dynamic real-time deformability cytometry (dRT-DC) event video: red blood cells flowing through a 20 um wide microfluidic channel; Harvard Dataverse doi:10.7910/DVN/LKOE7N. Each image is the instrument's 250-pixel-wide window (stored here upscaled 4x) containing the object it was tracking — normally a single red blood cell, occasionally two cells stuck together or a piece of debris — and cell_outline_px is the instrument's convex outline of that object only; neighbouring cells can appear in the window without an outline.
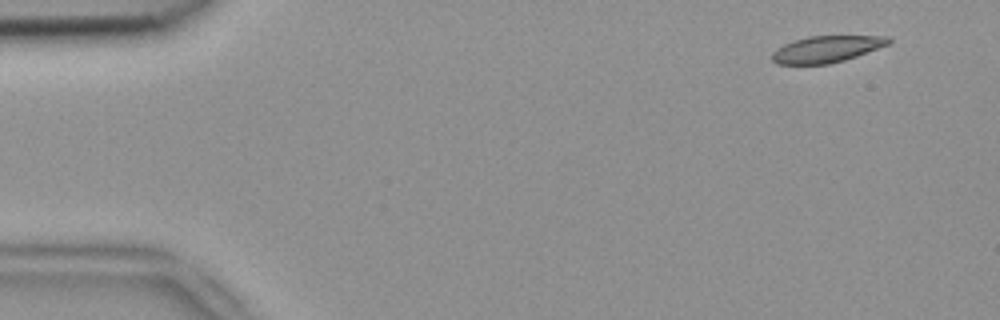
{"species": "common noctule bat (a hibernating species)", "species_latin": "Nyctalus noctula", "temperature_condition": "room temperature", "stored_images_in_passage": 3, "camera_frame_rate_fps": 3000, "um_per_image_px": 0.085, "animal": {"sex": "female", "body_mass_g": 18.4}, "frame": {"image": 1, "passage_image": 1, "time_ms": 0.0, "image_size_px": [1000, 320], "cell_outline_px": [[892, 40], [888, 44], [856, 56], [844, 60], [828, 64], [776, 64], [772, 60], [772, 52], [776, 48], [784, 44], [808, 36], [888, 36]], "centroid_in_image_um": [70.23, 4.17], "position_along_channel_um": 14.8, "area_um2": 17.86}}